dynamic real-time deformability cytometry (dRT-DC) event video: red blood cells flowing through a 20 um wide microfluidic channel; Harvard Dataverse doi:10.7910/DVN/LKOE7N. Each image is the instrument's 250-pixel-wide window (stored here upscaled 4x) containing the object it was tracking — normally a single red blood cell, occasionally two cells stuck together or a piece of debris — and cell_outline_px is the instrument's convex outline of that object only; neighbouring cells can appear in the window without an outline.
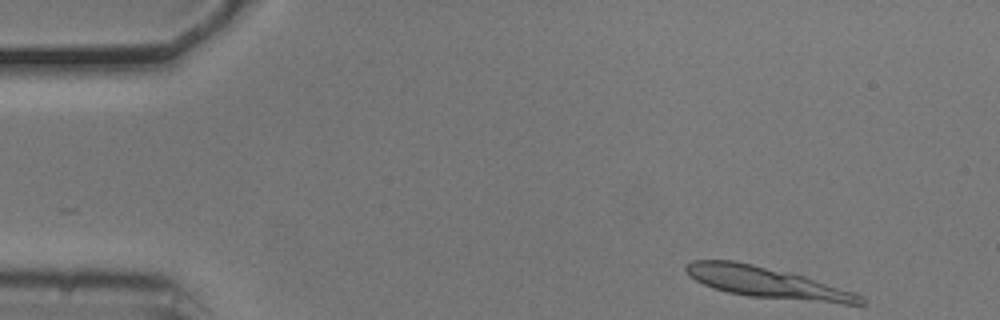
{"species": "common noctule bat (a hibernating species)", "species_latin": "Nyctalus noctula", "temperature_condition": "cold", "stored_images_in_passage": 11, "camera_frame_rate_fps": 3000, "um_per_image_px": 0.085, "animal": {"sex": "male", "body_mass_g": 20.5, "forearm_length_mm": 52.5}, "frame": {"image": 1, "passage_image": 1, "time_ms": 0.0, "image_size_px": [1000, 320], "cell_outline_px": [[868, 300], [864, 304], [844, 304], [748, 296], [728, 292], [712, 288], [696, 280], [684, 268], [692, 260], [732, 260], [792, 272], [856, 292], [864, 296]], "centroid_in_image_um": [65.29, 24.02], "position_along_channel_um": 19.7, "area_um2": 31.62}}